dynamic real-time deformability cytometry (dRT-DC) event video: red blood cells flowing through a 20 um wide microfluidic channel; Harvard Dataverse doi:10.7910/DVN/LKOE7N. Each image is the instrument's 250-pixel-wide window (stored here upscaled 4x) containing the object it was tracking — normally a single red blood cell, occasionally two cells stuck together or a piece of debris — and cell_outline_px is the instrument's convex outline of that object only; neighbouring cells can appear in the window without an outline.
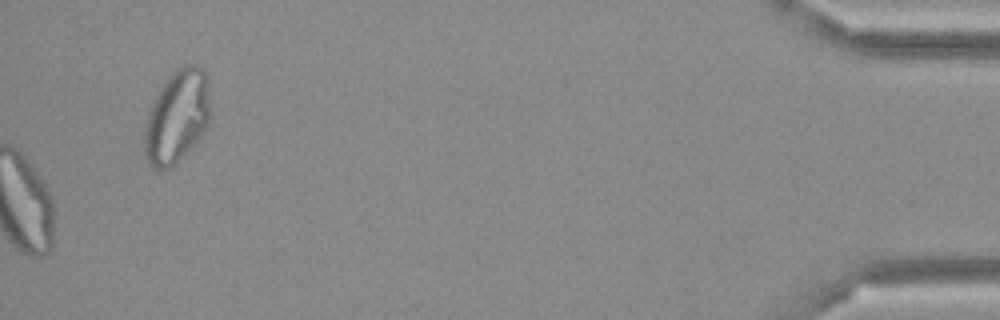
{"species": "Egyptian fruit bat (a non-hibernating species)", "species_latin": "Rousettus aegyptiacus", "temperature_condition": "cold", "stored_images_in_passage": 34, "camera_frame_rate_fps": 3000, "um_per_image_px": 0.085, "frame": {"image": 1, "passage_image": 34, "time_ms": 11.0, "image_size_px": [1000, 320], "cell_outline_px": [[212, 116], [208, 124], [200, 136], [172, 168], [160, 172], [152, 168], [148, 164], [144, 156], [144, 128], [148, 112], [160, 88], [168, 76], [176, 68], [184, 64], [196, 64], [204, 68], [208, 88]], "centroid_in_image_um": [15.03, 9.93], "position_along_channel_um": 420.2, "area_um2": 36.3}}